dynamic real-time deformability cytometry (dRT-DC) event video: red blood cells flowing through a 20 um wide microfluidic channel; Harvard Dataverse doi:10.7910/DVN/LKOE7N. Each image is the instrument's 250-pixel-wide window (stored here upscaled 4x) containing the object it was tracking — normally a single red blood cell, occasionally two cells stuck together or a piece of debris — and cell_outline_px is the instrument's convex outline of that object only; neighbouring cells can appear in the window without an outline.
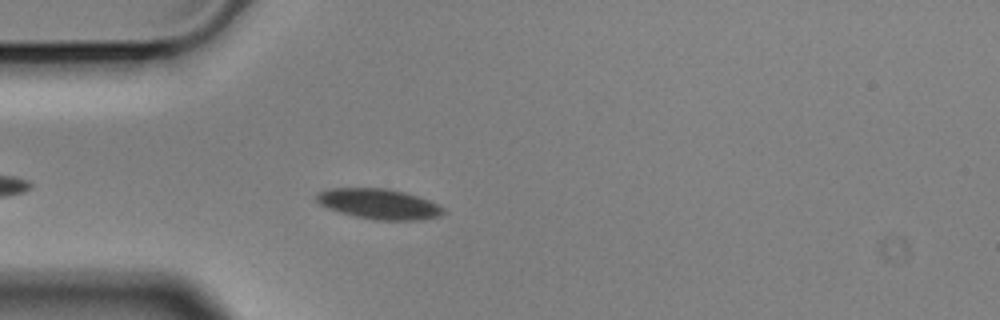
{"species": "Egyptian fruit bat (a non-hibernating species)", "species_latin": "Rousettus aegyptiacus", "temperature_condition": "cold", "stored_images_in_passage": 47, "camera_frame_rate_fps": 3000, "um_per_image_px": 0.085, "animal": {"sex": "male"}, "frame": {"image": 1, "passage_image": 6, "time_ms": 1.667, "image_size_px": [1000, 320], "cell_outline_px": [[444, 212], [440, 216], [420, 220], [372, 220], [340, 212], [328, 208], [320, 204], [316, 200], [316, 192], [328, 188], [388, 188], [404, 192], [428, 200], [444, 208]], "centroid_in_image_um": [32.18, 17.33], "position_along_channel_um": 52.8, "area_um2": 22.37}}
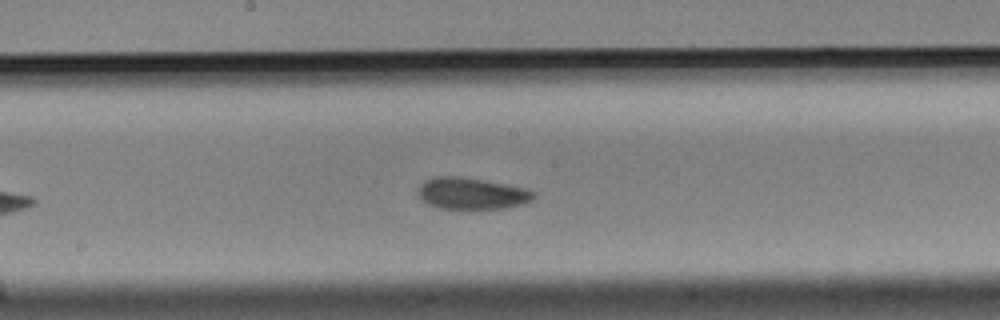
{"frame": {"image": 2, "passage_image": 20, "time_ms": 6.333, "image_size_px": [1000, 320], "cell_outline_px": [[536, 196], [532, 200], [520, 204], [504, 208], [440, 208], [428, 204], [420, 196], [420, 184], [424, 180], [436, 176], [460, 176], [484, 180], [524, 188], [536, 192]], "centroid_in_image_um": [40.11, 16.43], "position_along_channel_um": 208.1, "area_um2": 20.92}}
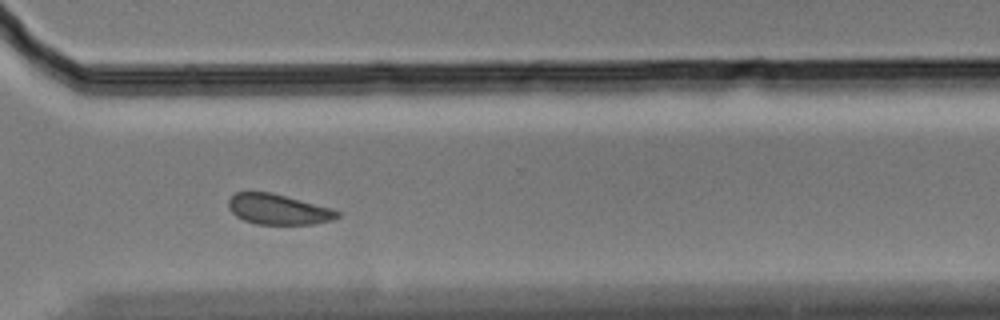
{"frame": {"image": 3, "passage_image": 32, "time_ms": 10.333, "image_size_px": [1000, 320], "cell_outline_px": [[340, 216], [332, 220], [312, 224], [256, 224], [244, 220], [236, 216], [228, 208], [228, 200], [236, 192], [272, 192], [332, 208], [340, 212]], "centroid_in_image_um": [23.65, 17.79], "position_along_channel_um": 346.9, "area_um2": 19.31}, "authors_computed_cell_mechanics": {"area_um2": 21.0392, "velocity_mm_per_s": 3.472, "shape_relaxation_time_tau1_ms": 1.7474, "shape_relaxation_time_tau2_ms": 7.4985, "deformation_change_tau1": 0.0549, "deformation_change_tau2": 0.1121}}